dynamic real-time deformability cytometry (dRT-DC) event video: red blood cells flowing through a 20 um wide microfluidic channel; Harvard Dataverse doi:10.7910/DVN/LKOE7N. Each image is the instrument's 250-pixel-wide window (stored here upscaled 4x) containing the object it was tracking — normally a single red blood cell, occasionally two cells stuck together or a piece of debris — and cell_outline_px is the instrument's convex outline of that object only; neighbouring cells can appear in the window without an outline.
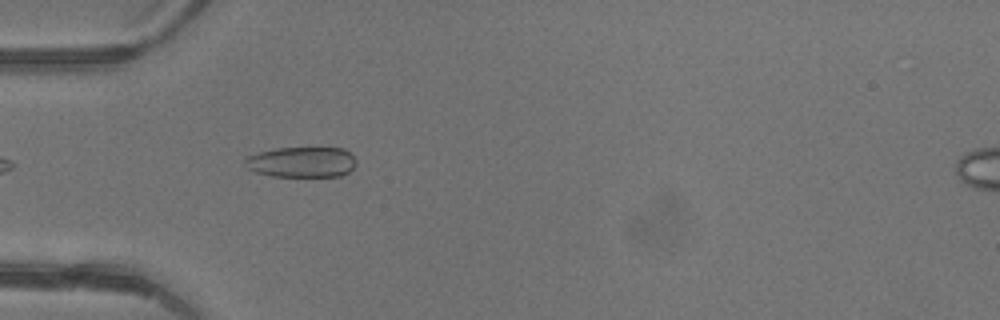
{"species": "common noctule bat (a hibernating species)", "species_latin": "Nyctalus noctula", "temperature_condition": "warm", "stored_images_in_passage": 33, "camera_frame_rate_fps": 3000, "um_per_image_px": 0.085, "animal": {"sex": "female"}, "frame": {"image": 1, "passage_image": 1, "time_ms": 0.0, "image_size_px": [1000, 320], "cell_outline_px": [[356, 164], [348, 172], [340, 176], [272, 176], [256, 172], [248, 168], [244, 164], [244, 160], [248, 156], [260, 152], [276, 148], [344, 148], [356, 160]], "centroid_in_image_um": [25.64, 13.78], "position_along_channel_um": 59.4, "area_um2": 19.65}}
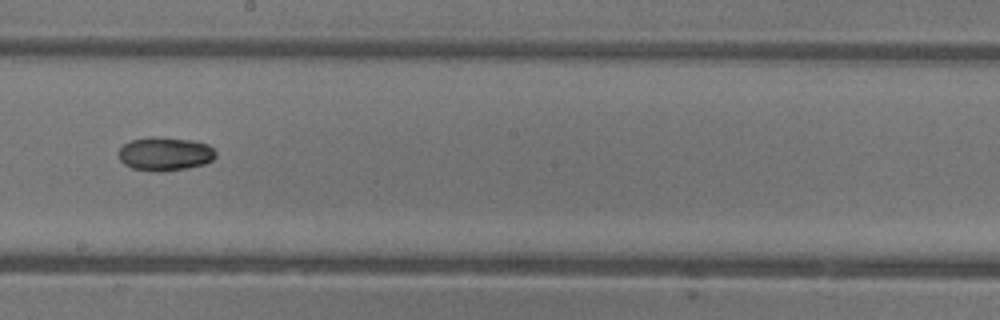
{"frame": {"image": 2, "passage_image": 13, "time_ms": 4.0, "image_size_px": [1000, 320], "cell_outline_px": [[216, 156], [212, 160], [204, 164], [188, 168], [132, 168], [124, 164], [120, 160], [120, 148], [128, 140], [148, 136], [156, 136], [192, 140], [208, 144], [216, 152]], "centroid_in_image_um": [14.04, 13.0], "position_along_channel_um": 234.2, "area_um2": 18.38}}
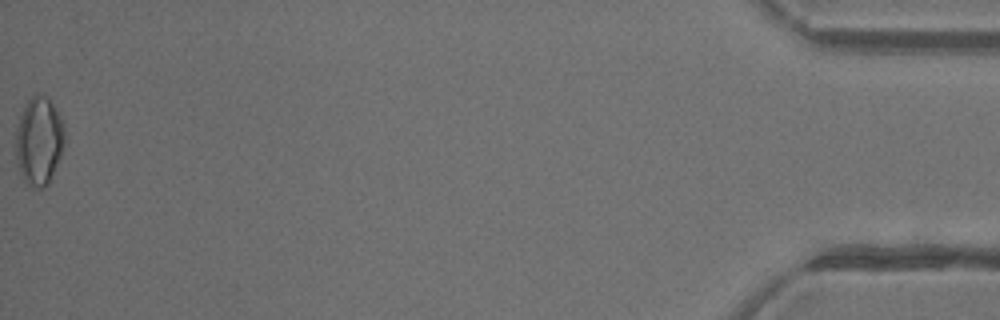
{"frame": {"image": 3, "passage_image": 33, "time_ms": 10.667, "image_size_px": [1000, 320], "cell_outline_px": [[64, 144], [60, 156], [48, 184], [44, 188], [32, 188], [24, 184], [16, 164], [16, 128], [24, 104], [32, 96], [44, 96], [52, 104], [60, 116], [64, 124]], "centroid_in_image_um": [3.28, 12.04], "position_along_channel_um": 431.9, "area_um2": 25.14}, "authors_computed_cell_mechanics": {"area_um2": 18.8428, "velocity_mm_per_s": 4.481, "shape_relaxation_time_tau1_ms": 3.8727, "shape_relaxation_time_tau2_ms": null, "deformation_change_tau1": 0.1274, "deformation_change_tau2": null}}